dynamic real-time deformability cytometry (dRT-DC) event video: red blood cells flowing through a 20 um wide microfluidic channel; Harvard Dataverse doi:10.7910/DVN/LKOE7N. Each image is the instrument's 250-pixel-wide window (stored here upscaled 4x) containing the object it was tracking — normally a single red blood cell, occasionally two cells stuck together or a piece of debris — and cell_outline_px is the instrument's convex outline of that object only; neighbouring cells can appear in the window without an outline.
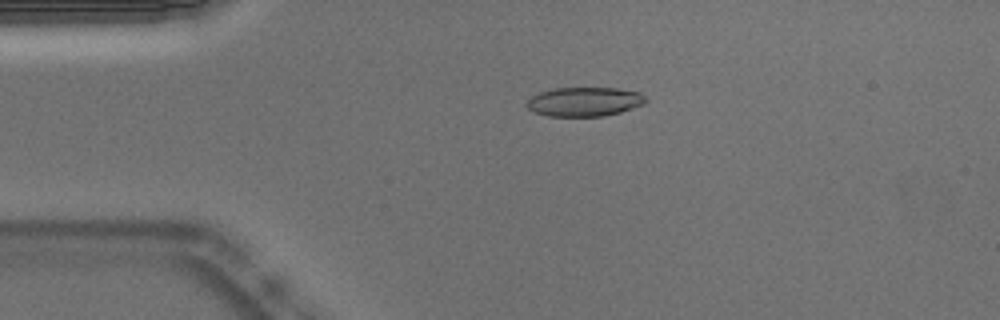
{"species": "Egyptian fruit bat (a non-hibernating species)", "species_latin": "Rousettus aegyptiacus", "temperature_condition": "warm", "stored_images_in_passage": 51, "camera_frame_rate_fps": 3000, "um_per_image_px": 0.085, "animal": {"sex": "male"}, "frame": {"image": 1, "passage_image": 10, "time_ms": 3.0, "image_size_px": [1000, 320], "cell_outline_px": [[648, 100], [644, 104], [620, 112], [604, 116], [548, 116], [536, 112], [528, 108], [524, 104], [532, 96], [540, 92], [556, 88], [616, 88], [640, 92]], "centroid_in_image_um": [49.69, 8.64], "position_along_channel_um": 35.3, "area_um2": 20.17}}
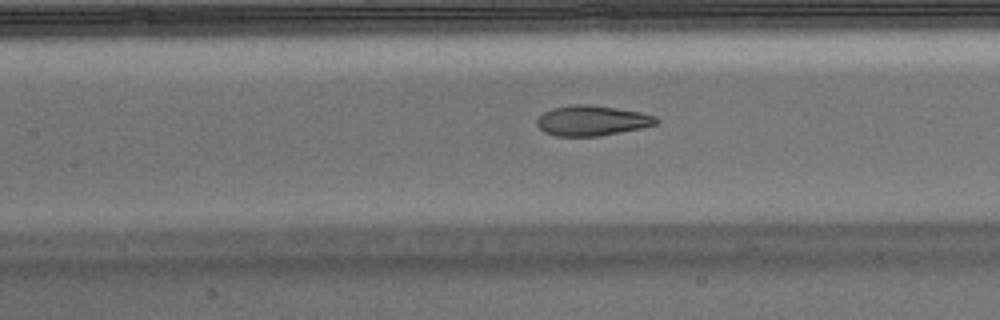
{"frame": {"image": 2, "passage_image": 22, "time_ms": 7.0, "image_size_px": [1000, 320], "cell_outline_px": [[660, 120], [656, 124], [640, 128], [600, 136], [556, 136], [544, 132], [536, 124], [536, 120], [544, 112], [552, 108], [572, 104], [584, 104], [640, 112], [656, 116]], "centroid_in_image_um": [50.29, 10.26], "position_along_channel_um": 157.1, "area_um2": 20.81}}
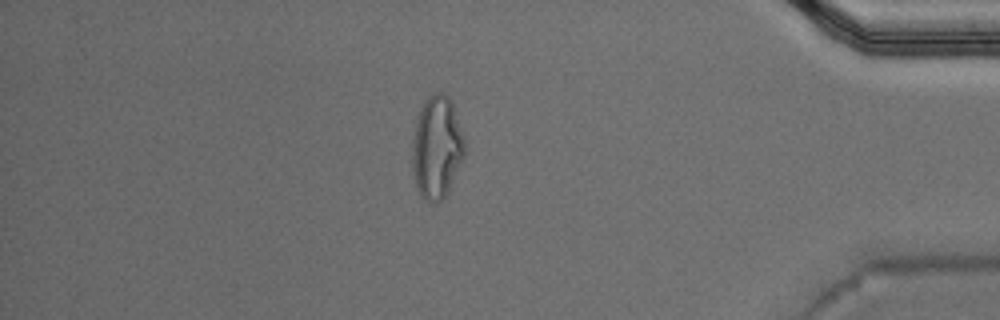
{"frame": {"image": 3, "passage_image": 44, "time_ms": 14.333, "image_size_px": [1000, 320], "cell_outline_px": [[464, 156], [448, 192], [436, 204], [420, 196], [416, 188], [412, 168], [412, 140], [416, 120], [420, 108], [424, 100], [428, 96], [436, 92], [444, 92], [452, 100], [464, 136]], "centroid_in_image_um": [37.12, 12.5], "position_along_channel_um": 398.1, "area_um2": 31.67}, "authors_computed_cell_mechanics": {"area_um2": 21.6172, "velocity_mm_per_s": 3.8074, "shape_relaxation_time_tau1_ms": null, "shape_relaxation_time_tau2_ms": 1.3947, "deformation_change_tau1": null, "deformation_change_tau2": 0.0835}}